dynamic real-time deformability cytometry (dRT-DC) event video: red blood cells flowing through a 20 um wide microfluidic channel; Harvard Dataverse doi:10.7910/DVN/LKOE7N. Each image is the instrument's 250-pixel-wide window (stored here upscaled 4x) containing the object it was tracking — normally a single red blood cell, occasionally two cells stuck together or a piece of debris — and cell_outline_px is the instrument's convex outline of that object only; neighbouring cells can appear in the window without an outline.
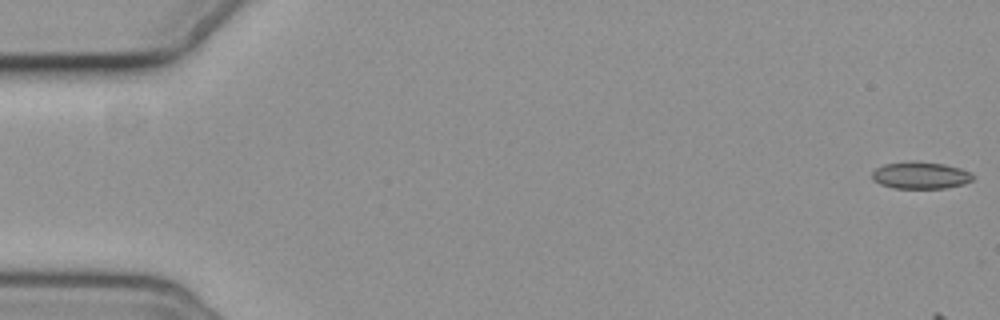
{"species": "common noctule bat (a hibernating species)", "species_latin": "Nyctalus noctula", "temperature_condition": "cold", "stored_images_in_passage": 4, "camera_frame_rate_fps": 3000, "um_per_image_px": 0.085, "animal": {"sex": "female", "body_mass_g": 19.3, "forearm_length_mm": 54.1}, "frame": {"image": 1, "passage_image": 1, "time_ms": 0.0, "image_size_px": [1000, 320], "cell_outline_px": [[976, 176], [972, 180], [964, 184], [944, 188], [892, 188], [880, 184], [872, 180], [872, 172], [876, 168], [884, 164], [912, 160], [944, 164], [960, 168], [972, 172]], "centroid_in_image_um": [78.25, 14.89], "position_along_channel_um": 6.7, "area_um2": 16.13}}